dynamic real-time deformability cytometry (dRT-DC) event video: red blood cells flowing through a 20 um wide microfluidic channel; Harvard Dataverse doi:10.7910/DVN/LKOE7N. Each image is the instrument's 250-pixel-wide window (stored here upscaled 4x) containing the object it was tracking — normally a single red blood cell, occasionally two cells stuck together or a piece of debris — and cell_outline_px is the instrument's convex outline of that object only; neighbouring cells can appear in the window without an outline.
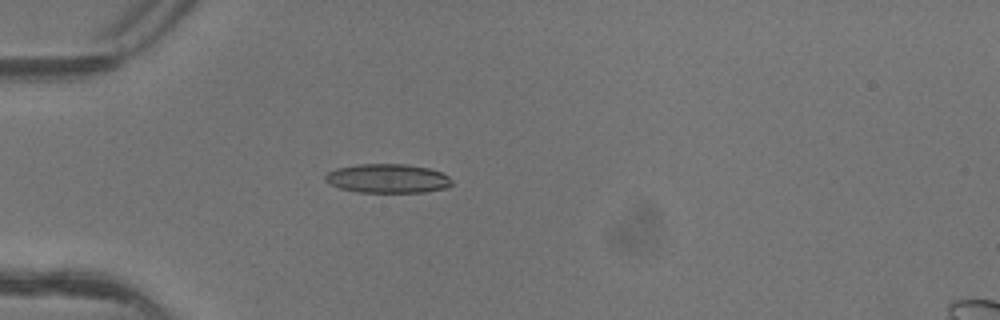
{"species": "common noctule bat (a hibernating species)", "species_latin": "Nyctalus noctula", "temperature_condition": "warm", "stored_images_in_passage": 5, "camera_frame_rate_fps": 3000, "um_per_image_px": 0.085, "animal": {"sex": "female"}, "frame": {"image": 1, "passage_image": 4, "time_ms": 1.0, "image_size_px": [1000, 320], "cell_outline_px": [[452, 184], [448, 188], [424, 192], [356, 192], [340, 188], [328, 184], [324, 180], [324, 176], [328, 172], [336, 168], [356, 164], [408, 164], [428, 168], [440, 172], [448, 176], [452, 180]], "centroid_in_image_um": [32.93, 15.17], "position_along_channel_um": 52.1, "area_um2": 21.62}}